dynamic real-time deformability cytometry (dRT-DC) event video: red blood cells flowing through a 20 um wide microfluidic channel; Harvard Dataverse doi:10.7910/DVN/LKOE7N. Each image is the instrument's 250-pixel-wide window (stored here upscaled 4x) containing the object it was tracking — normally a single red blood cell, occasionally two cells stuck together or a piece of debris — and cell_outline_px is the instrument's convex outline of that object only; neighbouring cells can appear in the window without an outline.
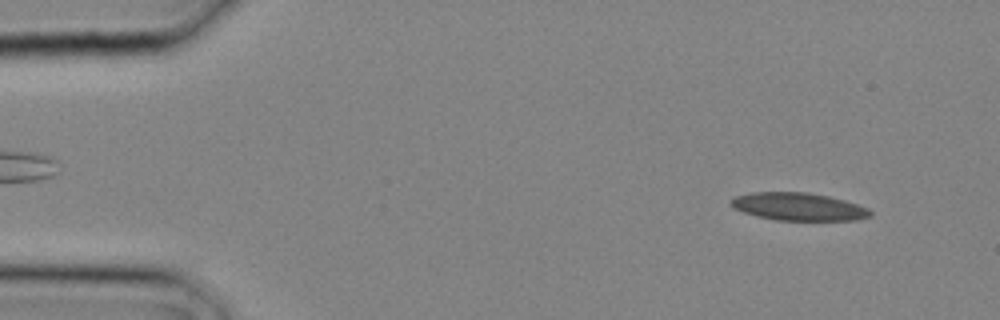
{"species": "common noctule bat (a hibernating species)", "species_latin": "Nyctalus noctula", "temperature_condition": "cold", "stored_images_in_passage": 7, "camera_frame_rate_fps": 3000, "um_per_image_px": 0.085, "animal": {"sex": "male", "body_mass_g": 20.4}, "frame": {"image": 1, "passage_image": 2, "time_ms": 0.333, "image_size_px": [1000, 320], "cell_outline_px": [[872, 216], [856, 220], [776, 220], [756, 216], [732, 208], [728, 204], [728, 200], [732, 196], [748, 192], [808, 192], [828, 196], [844, 200], [868, 208], [872, 212]], "centroid_in_image_um": [67.79, 17.55], "position_along_channel_um": 17.2, "area_um2": 22.83}}